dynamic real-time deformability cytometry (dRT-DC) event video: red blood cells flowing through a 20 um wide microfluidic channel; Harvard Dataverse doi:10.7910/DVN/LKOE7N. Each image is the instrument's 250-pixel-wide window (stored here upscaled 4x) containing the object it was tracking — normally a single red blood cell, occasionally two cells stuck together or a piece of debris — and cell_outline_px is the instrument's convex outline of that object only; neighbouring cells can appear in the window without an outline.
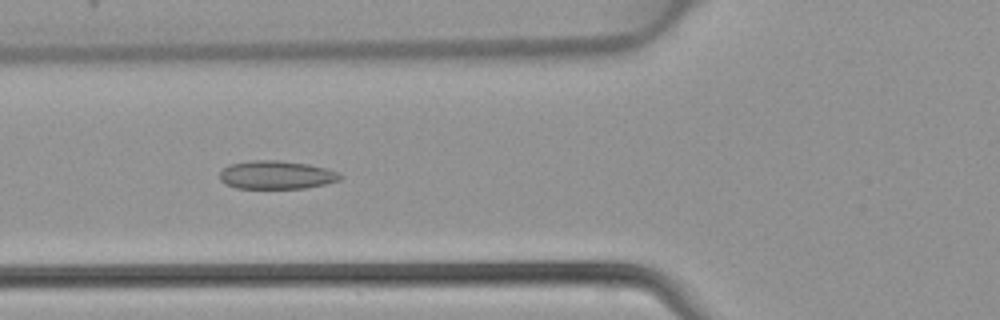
{"species": "common noctule bat (a hibernating species)", "species_latin": "Nyctalus noctula", "temperature_condition": "warm", "stored_images_in_passage": 3, "camera_frame_rate_fps": 3000, "um_per_image_px": 0.085, "animal": {"sex": "female", "body_mass_g": 22.7, "forearm_length_mm": 54.2}, "frame": {"image": 1, "passage_image": 3, "time_ms": 0.667, "image_size_px": [1000, 320], "cell_outline_px": [[344, 176], [340, 180], [324, 184], [304, 188], [236, 188], [224, 184], [220, 180], [220, 172], [228, 164], [252, 160], [280, 160], [308, 164], [340, 172]], "centroid_in_image_um": [23.49, 14.86], "position_along_channel_um": 102.3, "area_um2": 20.0}}